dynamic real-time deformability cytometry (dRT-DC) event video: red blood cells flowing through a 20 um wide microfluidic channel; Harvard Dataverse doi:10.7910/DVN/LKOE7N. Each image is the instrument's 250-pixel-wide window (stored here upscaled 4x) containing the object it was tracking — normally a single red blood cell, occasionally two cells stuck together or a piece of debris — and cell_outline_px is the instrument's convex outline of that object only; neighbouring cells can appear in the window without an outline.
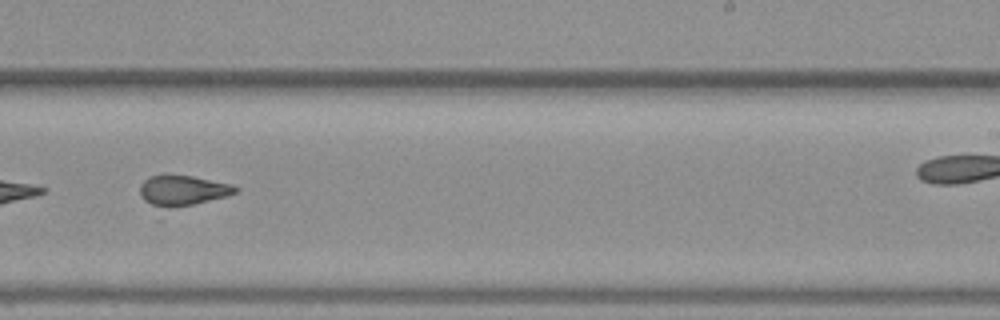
{"species": "common noctule bat (a hibernating species)", "species_latin": "Nyctalus noctula", "temperature_condition": "warm", "stored_images_in_passage": 31, "camera_frame_rate_fps": 3000, "um_per_image_px": 0.085, "animal": {"sex": "female", "body_mass_g": 19.3, "forearm_length_mm": 54.1}, "frame": {"image": 1, "passage_image": 28, "time_ms": 9.0, "image_size_px": [1000, 320], "cell_outline_px": [[240, 188], [236, 192], [228, 196], [160, 220], [156, 220], [140, 196], [140, 184], [148, 176], [192, 176], [236, 184]], "centroid_in_image_um": [15.41, 16.46], "position_along_channel_um": 273.6, "area_um2": 20.35}}